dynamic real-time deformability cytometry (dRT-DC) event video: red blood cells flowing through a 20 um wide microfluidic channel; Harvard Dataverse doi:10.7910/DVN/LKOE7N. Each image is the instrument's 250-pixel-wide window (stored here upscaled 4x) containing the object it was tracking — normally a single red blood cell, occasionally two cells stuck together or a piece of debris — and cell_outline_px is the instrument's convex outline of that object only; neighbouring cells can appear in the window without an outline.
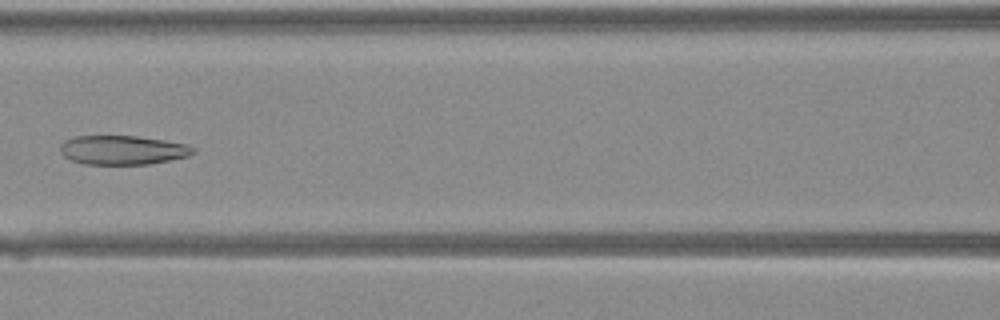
{"species": "Egyptian fruit bat (a non-hibernating species)", "species_latin": "Rousettus aegyptiacus", "temperature_condition": "warm", "stored_images_in_passage": 42, "camera_frame_rate_fps": 3000, "um_per_image_px": 0.085, "animal": {"sex": "female"}, "frame": {"image": 1, "passage_image": 20, "time_ms": 6.333, "image_size_px": [1000, 320], "cell_outline_px": [[196, 152], [188, 156], [148, 164], [84, 164], [72, 160], [64, 156], [60, 152], [60, 144], [64, 140], [76, 136], [136, 136], [164, 140], [188, 144], [196, 148]], "centroid_in_image_um": [10.43, 12.75], "position_along_channel_um": 156.2, "area_um2": 22.6}}
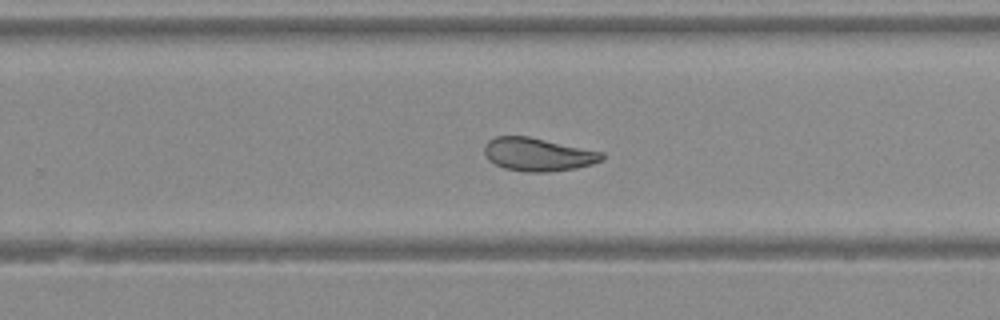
{"frame": {"image": 2, "passage_image": 28, "time_ms": 9.0, "image_size_px": [1000, 320], "cell_outline_px": [[604, 160], [592, 164], [576, 168], [548, 172], [528, 172], [504, 168], [488, 160], [484, 152], [484, 144], [488, 140], [496, 136], [528, 136], [604, 152]], "centroid_in_image_um": [45.73, 13.12], "position_along_channel_um": 284.1, "area_um2": 22.83}}
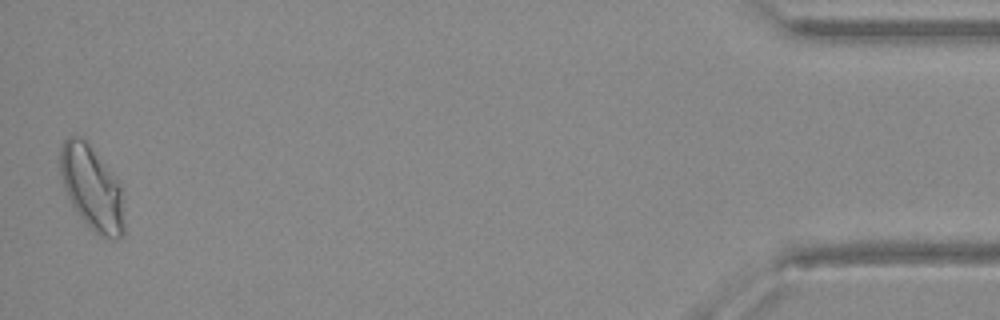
{"frame": {"image": 3, "passage_image": 42, "time_ms": 13.667, "image_size_px": [1000, 320], "cell_outline_px": [[124, 236], [120, 240], [116, 240], [100, 236], [80, 216], [72, 204], [64, 188], [60, 172], [60, 148], [64, 140], [68, 136], [80, 136], [88, 144], [120, 180], [124, 224]], "centroid_in_image_um": [7.83, 15.98], "position_along_channel_um": 427.4, "area_um2": 31.33}}